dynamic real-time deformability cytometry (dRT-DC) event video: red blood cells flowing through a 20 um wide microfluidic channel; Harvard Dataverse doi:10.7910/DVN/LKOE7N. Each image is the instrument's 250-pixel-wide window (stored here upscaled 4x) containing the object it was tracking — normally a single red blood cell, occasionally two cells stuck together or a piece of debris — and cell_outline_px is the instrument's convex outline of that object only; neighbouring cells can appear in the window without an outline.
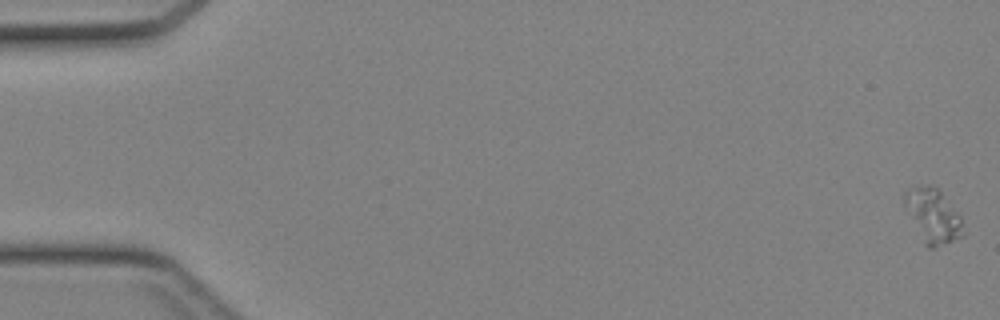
{"species": "Egyptian fruit bat (a non-hibernating species)", "species_latin": "Rousettus aegyptiacus", "temperature_condition": "cold", "stored_images_in_passage": 45, "camera_frame_rate_fps": 3000, "um_per_image_px": 0.085, "animal": {"sex": "female"}, "frame": {"image": 1, "passage_image": 1, "time_ms": 0.0, "image_size_px": [1000, 320], "cell_outline_px": [[964, 236], [932, 248], [928, 248], [924, 244], [904, 200], [908, 192], [916, 188], [928, 184], [936, 188], [940, 192], [960, 216], [964, 232]], "centroid_in_image_um": [79.36, 18.39], "position_along_channel_um": 5.6, "area_um2": 17.34}}
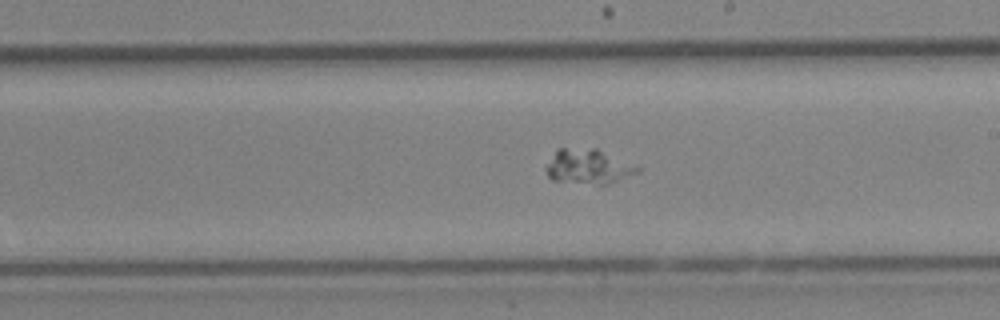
{"frame": {"image": 2, "passage_image": 27, "time_ms": 8.667, "image_size_px": [1000, 320], "cell_outline_px": [[640, 172], [608, 184], [600, 184], [552, 180], [548, 176], [544, 168], [556, 152], [560, 148], [596, 148], [640, 168]], "centroid_in_image_um": [49.99, 14.16], "position_along_channel_um": 239.0, "area_um2": 18.09}}
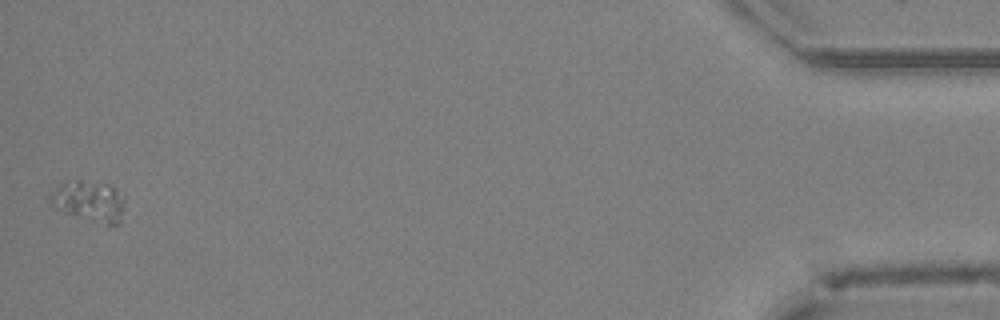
{"frame": {"image": 3, "passage_image": 45, "time_ms": 14.667, "image_size_px": [1000, 320], "cell_outline_px": [[124, 200], [120, 220], [116, 224], [108, 224], [64, 212], [52, 204], [48, 200], [48, 192], [60, 184], [76, 180], [80, 180], [108, 184], [124, 196]], "centroid_in_image_um": [7.54, 17.06], "position_along_channel_um": 427.7, "area_um2": 17.28}}